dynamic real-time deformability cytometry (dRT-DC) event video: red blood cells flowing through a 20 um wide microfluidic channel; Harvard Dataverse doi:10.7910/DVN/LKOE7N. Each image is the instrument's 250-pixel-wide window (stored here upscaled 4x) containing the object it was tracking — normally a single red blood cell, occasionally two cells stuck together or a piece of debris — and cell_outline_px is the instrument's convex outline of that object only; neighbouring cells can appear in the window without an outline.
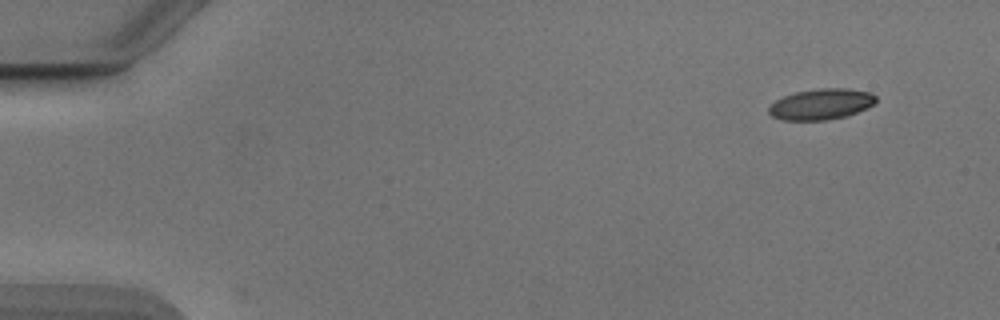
{"species": "Egyptian fruit bat (a non-hibernating species)", "species_latin": "Rousettus aegyptiacus", "temperature_condition": "cold", "stored_images_in_passage": 33, "camera_frame_rate_fps": 3000, "um_per_image_px": 0.085, "animal": {"sex": "male"}, "frame": {"image": 1, "passage_image": 1, "time_ms": 0.0, "image_size_px": [1000, 320], "cell_outline_px": [[876, 100], [868, 108], [848, 116], [824, 120], [784, 120], [772, 116], [768, 112], [768, 108], [776, 100], [784, 96], [796, 92], [820, 88], [844, 88], [872, 92], [876, 96]], "centroid_in_image_um": [69.82, 8.85], "position_along_channel_um": 15.2, "area_um2": 19.25}}
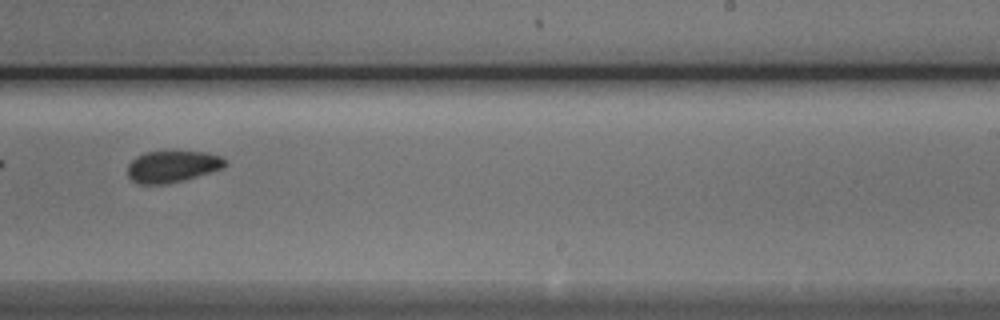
{"frame": {"image": 2, "passage_image": 15, "time_ms": 4.667, "image_size_px": [1000, 320], "cell_outline_px": [[224, 164], [220, 168], [184, 180], [168, 184], [140, 184], [132, 180], [128, 176], [128, 164], [136, 156], [144, 152], [208, 152], [220, 156], [224, 160]], "centroid_in_image_um": [14.58, 14.15], "position_along_channel_um": 274.4, "area_um2": 17.63}}